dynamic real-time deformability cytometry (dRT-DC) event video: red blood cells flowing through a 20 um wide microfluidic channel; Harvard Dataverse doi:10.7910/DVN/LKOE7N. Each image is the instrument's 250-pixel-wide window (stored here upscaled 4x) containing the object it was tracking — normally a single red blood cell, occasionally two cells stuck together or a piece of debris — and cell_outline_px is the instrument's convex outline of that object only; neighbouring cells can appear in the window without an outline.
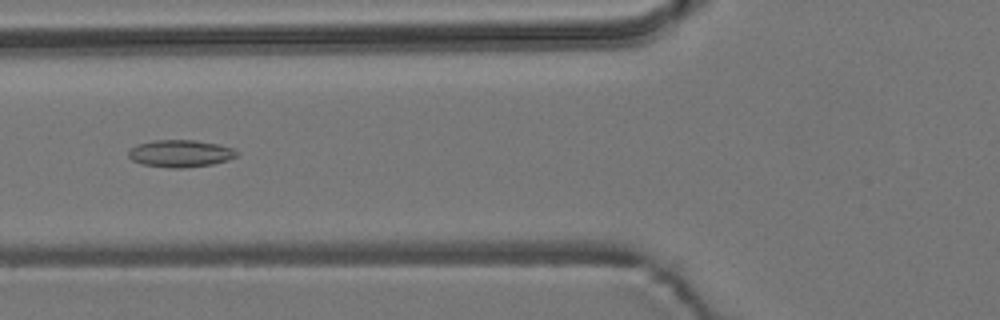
{"species": "common noctule bat (a hibernating species)", "species_latin": "Nyctalus noctula", "temperature_condition": "room temperature", "stored_images_in_passage": 3, "camera_frame_rate_fps": 3000, "um_per_image_px": 0.085, "animal": {"sex": "male", "body_mass_g": 19.2, "forearm_length_mm": 51.8}, "frame": {"image": 1, "passage_image": 3, "time_ms": 0.667, "image_size_px": [1000, 320], "cell_outline_px": [[240, 152], [236, 156], [228, 160], [212, 164], [184, 168], [168, 168], [144, 164], [132, 160], [128, 156], [128, 152], [136, 144], [152, 140], [196, 140], [220, 144], [232, 148]], "centroid_in_image_um": [15.35, 13.04], "position_along_channel_um": 110.5, "area_um2": 17.28}}